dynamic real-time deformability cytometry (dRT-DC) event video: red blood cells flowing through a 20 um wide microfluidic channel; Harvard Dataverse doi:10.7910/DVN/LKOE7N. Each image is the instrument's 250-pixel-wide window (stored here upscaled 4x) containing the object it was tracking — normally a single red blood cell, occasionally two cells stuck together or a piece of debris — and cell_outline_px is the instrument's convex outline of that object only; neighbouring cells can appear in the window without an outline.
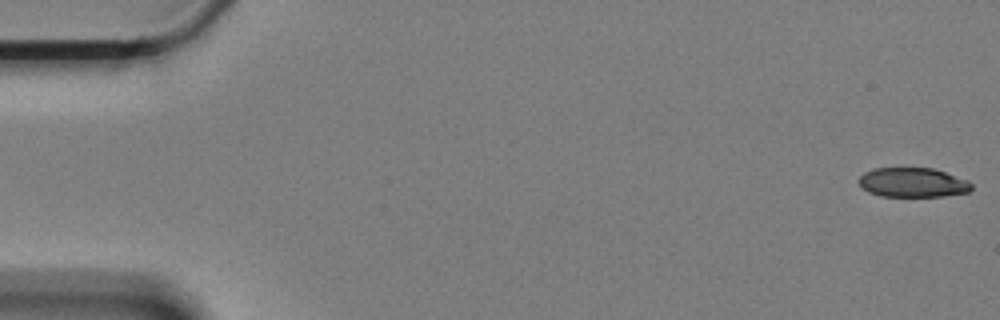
{"species": "Egyptian fruit bat (a non-hibernating species)", "species_latin": "Rousettus aegyptiacus", "temperature_condition": "cold", "stored_images_in_passage": 60, "camera_frame_rate_fps": 3000, "um_per_image_px": 0.085, "animal": {"sex": "female"}, "frame": {"image": 1, "passage_image": 1, "time_ms": 0.0, "image_size_px": [1000, 320], "cell_outline_px": [[972, 188], [968, 192], [944, 196], [880, 196], [868, 192], [860, 188], [856, 180], [864, 172], [872, 168], [932, 168], [968, 180], [972, 184]], "centroid_in_image_um": [77.52, 15.51], "position_along_channel_um": 7.5, "area_um2": 19.54}}
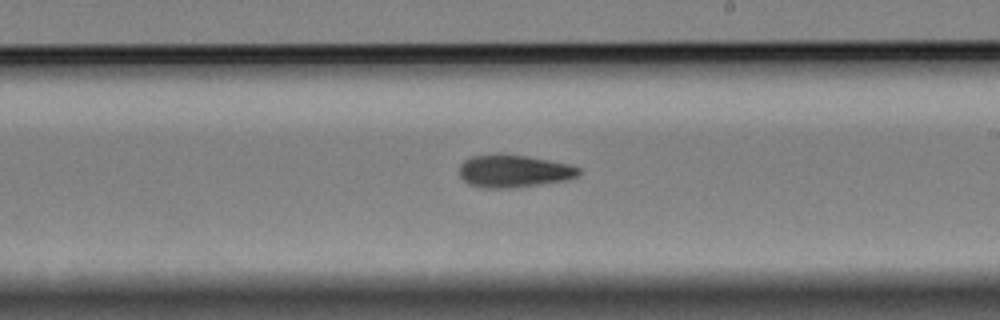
{"frame": {"image": 2, "passage_image": 35, "time_ms": 11.333, "image_size_px": [1000, 320], "cell_outline_px": [[580, 176], [568, 180], [540, 184], [508, 188], [484, 188], [468, 184], [460, 176], [460, 164], [464, 160], [472, 156], [528, 156], [572, 164], [580, 168]], "centroid_in_image_um": [43.74, 14.57], "position_along_channel_um": 245.3, "area_um2": 22.37}}
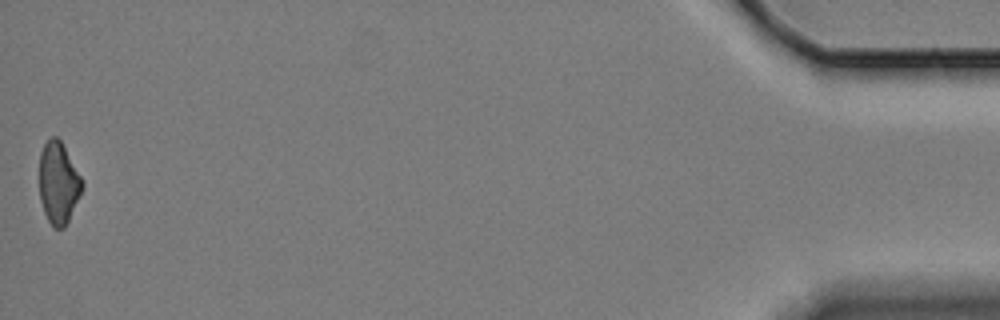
{"frame": {"image": 3, "passage_image": 60, "time_ms": 19.667, "image_size_px": [1000, 320], "cell_outline_px": [[84, 184], [68, 220], [64, 228], [52, 228], [44, 212], [40, 200], [40, 152], [44, 144], [52, 136], [56, 136], [60, 140], [84, 180]], "centroid_in_image_um": [4.96, 15.54], "position_along_channel_um": 430.2, "area_um2": 20.23}, "authors_computed_cell_mechanics": {"area_um2": 22.0507, "velocity_mm_per_s": 3.3287, "shape_relaxation_time_tau1_ms": 9.8889, "shape_relaxation_time_tau2_ms": 6.6, "deformation_change_tau1": 0.1724, "deformation_change_tau2": 0.1401}}